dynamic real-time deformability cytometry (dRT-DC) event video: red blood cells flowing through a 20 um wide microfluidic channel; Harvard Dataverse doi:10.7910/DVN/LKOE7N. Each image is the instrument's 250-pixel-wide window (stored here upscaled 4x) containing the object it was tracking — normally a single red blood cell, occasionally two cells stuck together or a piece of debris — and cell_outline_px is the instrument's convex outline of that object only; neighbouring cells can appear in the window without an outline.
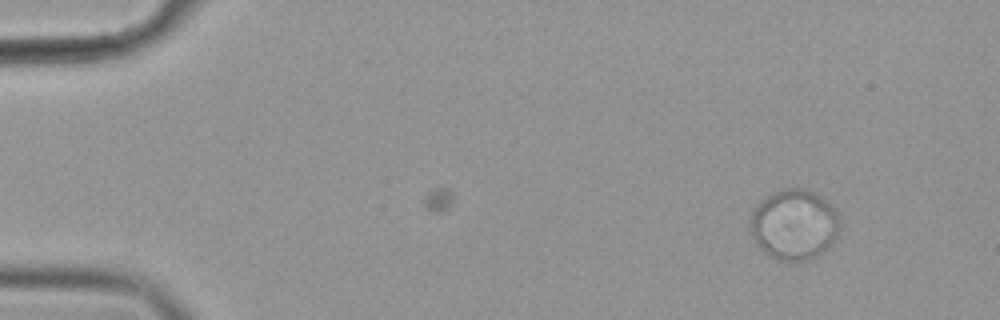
{"species": "common noctule bat (a hibernating species)", "species_latin": "Nyctalus noctula", "temperature_condition": "cold", "stored_images_in_passage": 9, "camera_frame_rate_fps": 3000, "um_per_image_px": 0.085, "animal": {"sex": "female", "body_mass_g": 19.9}, "frame": {"image": 1, "passage_image": 9, "time_ms": 2.667, "image_size_px": [1000, 320], "cell_outline_px": [[840, 228], [836, 236], [828, 248], [816, 256], [804, 260], [780, 260], [768, 256], [756, 244], [752, 236], [752, 212], [768, 196], [784, 188], [804, 188], [820, 196], [836, 212], [840, 220]], "centroid_in_image_um": [67.52, 19.11], "position_along_channel_um": 17.5, "area_um2": 36.01}}